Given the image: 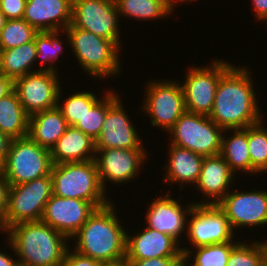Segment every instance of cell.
I'll return each mask as SVG.
<instances>
[{"label": "cell", "mask_w": 267, "mask_h": 266, "mask_svg": "<svg viewBox=\"0 0 267 266\" xmlns=\"http://www.w3.org/2000/svg\"><path fill=\"white\" fill-rule=\"evenodd\" d=\"M176 239L168 234L144 227L135 235L126 234L127 260H143L157 257H183Z\"/></svg>", "instance_id": "d6986e66"}, {"label": "cell", "mask_w": 267, "mask_h": 266, "mask_svg": "<svg viewBox=\"0 0 267 266\" xmlns=\"http://www.w3.org/2000/svg\"><path fill=\"white\" fill-rule=\"evenodd\" d=\"M255 241H240L231 250L227 266H264V241Z\"/></svg>", "instance_id": "e575fe53"}, {"label": "cell", "mask_w": 267, "mask_h": 266, "mask_svg": "<svg viewBox=\"0 0 267 266\" xmlns=\"http://www.w3.org/2000/svg\"><path fill=\"white\" fill-rule=\"evenodd\" d=\"M101 98L85 115L74 125L86 135L96 140L100 135L108 108L119 98L114 89L104 91ZM105 94V95H104Z\"/></svg>", "instance_id": "f546056e"}, {"label": "cell", "mask_w": 267, "mask_h": 266, "mask_svg": "<svg viewBox=\"0 0 267 266\" xmlns=\"http://www.w3.org/2000/svg\"><path fill=\"white\" fill-rule=\"evenodd\" d=\"M192 1H194V0H171V3H172V6H173V9L175 8V6H176V8H177V4L179 3V4H181V3H190V2H192ZM199 1V0H198Z\"/></svg>", "instance_id": "7dc6e473"}, {"label": "cell", "mask_w": 267, "mask_h": 266, "mask_svg": "<svg viewBox=\"0 0 267 266\" xmlns=\"http://www.w3.org/2000/svg\"><path fill=\"white\" fill-rule=\"evenodd\" d=\"M168 152V159L165 170V183H179L180 190H183V184L194 185L197 183L202 162L203 156L196 154L189 149L181 148L176 145L170 144Z\"/></svg>", "instance_id": "7402d4cb"}, {"label": "cell", "mask_w": 267, "mask_h": 266, "mask_svg": "<svg viewBox=\"0 0 267 266\" xmlns=\"http://www.w3.org/2000/svg\"><path fill=\"white\" fill-rule=\"evenodd\" d=\"M248 149L251 159V174L266 173L267 128H265L264 120L248 126Z\"/></svg>", "instance_id": "d6a6232c"}, {"label": "cell", "mask_w": 267, "mask_h": 266, "mask_svg": "<svg viewBox=\"0 0 267 266\" xmlns=\"http://www.w3.org/2000/svg\"><path fill=\"white\" fill-rule=\"evenodd\" d=\"M256 20L267 21V0H251Z\"/></svg>", "instance_id": "ab89813d"}, {"label": "cell", "mask_w": 267, "mask_h": 266, "mask_svg": "<svg viewBox=\"0 0 267 266\" xmlns=\"http://www.w3.org/2000/svg\"><path fill=\"white\" fill-rule=\"evenodd\" d=\"M100 266H130L126 257L114 261L100 262Z\"/></svg>", "instance_id": "ee69618b"}, {"label": "cell", "mask_w": 267, "mask_h": 266, "mask_svg": "<svg viewBox=\"0 0 267 266\" xmlns=\"http://www.w3.org/2000/svg\"><path fill=\"white\" fill-rule=\"evenodd\" d=\"M189 68L181 86L184 93L186 111L207 115L211 113L220 77L232 66V63L214 59L207 66Z\"/></svg>", "instance_id": "30bf717a"}, {"label": "cell", "mask_w": 267, "mask_h": 266, "mask_svg": "<svg viewBox=\"0 0 267 266\" xmlns=\"http://www.w3.org/2000/svg\"><path fill=\"white\" fill-rule=\"evenodd\" d=\"M96 209L97 207L88 201L52 194L45 205L41 221L70 240Z\"/></svg>", "instance_id": "2e32d148"}, {"label": "cell", "mask_w": 267, "mask_h": 266, "mask_svg": "<svg viewBox=\"0 0 267 266\" xmlns=\"http://www.w3.org/2000/svg\"><path fill=\"white\" fill-rule=\"evenodd\" d=\"M14 89V81L0 73V99Z\"/></svg>", "instance_id": "b9f144b4"}, {"label": "cell", "mask_w": 267, "mask_h": 266, "mask_svg": "<svg viewBox=\"0 0 267 266\" xmlns=\"http://www.w3.org/2000/svg\"><path fill=\"white\" fill-rule=\"evenodd\" d=\"M67 127L66 119L55 107L29 116L28 136L39 146L51 151Z\"/></svg>", "instance_id": "cb8c5ba5"}, {"label": "cell", "mask_w": 267, "mask_h": 266, "mask_svg": "<svg viewBox=\"0 0 267 266\" xmlns=\"http://www.w3.org/2000/svg\"><path fill=\"white\" fill-rule=\"evenodd\" d=\"M23 19L38 32L65 30L72 22V0H27Z\"/></svg>", "instance_id": "ffe728a7"}, {"label": "cell", "mask_w": 267, "mask_h": 266, "mask_svg": "<svg viewBox=\"0 0 267 266\" xmlns=\"http://www.w3.org/2000/svg\"><path fill=\"white\" fill-rule=\"evenodd\" d=\"M50 150L39 146L28 135L11 140L6 161L0 170L9 186L30 182L51 174Z\"/></svg>", "instance_id": "8992f818"}, {"label": "cell", "mask_w": 267, "mask_h": 266, "mask_svg": "<svg viewBox=\"0 0 267 266\" xmlns=\"http://www.w3.org/2000/svg\"><path fill=\"white\" fill-rule=\"evenodd\" d=\"M29 115L13 89L0 99V130L11 139L28 135Z\"/></svg>", "instance_id": "4316f807"}, {"label": "cell", "mask_w": 267, "mask_h": 266, "mask_svg": "<svg viewBox=\"0 0 267 266\" xmlns=\"http://www.w3.org/2000/svg\"><path fill=\"white\" fill-rule=\"evenodd\" d=\"M38 31L24 19L7 20L0 32V50L21 46L33 41Z\"/></svg>", "instance_id": "836d02e7"}, {"label": "cell", "mask_w": 267, "mask_h": 266, "mask_svg": "<svg viewBox=\"0 0 267 266\" xmlns=\"http://www.w3.org/2000/svg\"><path fill=\"white\" fill-rule=\"evenodd\" d=\"M229 129L224 130L222 135L220 155L228 163L231 171L236 174V171H243L251 175V159L248 149V127L241 129H230L231 134H228Z\"/></svg>", "instance_id": "d4e9b609"}, {"label": "cell", "mask_w": 267, "mask_h": 266, "mask_svg": "<svg viewBox=\"0 0 267 266\" xmlns=\"http://www.w3.org/2000/svg\"><path fill=\"white\" fill-rule=\"evenodd\" d=\"M53 194L52 176L9 186L4 223L7 229L17 223L41 221L45 205Z\"/></svg>", "instance_id": "ba28073f"}, {"label": "cell", "mask_w": 267, "mask_h": 266, "mask_svg": "<svg viewBox=\"0 0 267 266\" xmlns=\"http://www.w3.org/2000/svg\"><path fill=\"white\" fill-rule=\"evenodd\" d=\"M6 21L7 19L5 17V14L0 10V32L4 28Z\"/></svg>", "instance_id": "f6af8a7d"}, {"label": "cell", "mask_w": 267, "mask_h": 266, "mask_svg": "<svg viewBox=\"0 0 267 266\" xmlns=\"http://www.w3.org/2000/svg\"><path fill=\"white\" fill-rule=\"evenodd\" d=\"M7 227H6V225H5V223H4V218L0 215V232H2L3 231V234H7Z\"/></svg>", "instance_id": "bcb514c9"}, {"label": "cell", "mask_w": 267, "mask_h": 266, "mask_svg": "<svg viewBox=\"0 0 267 266\" xmlns=\"http://www.w3.org/2000/svg\"><path fill=\"white\" fill-rule=\"evenodd\" d=\"M121 99L118 98L108 108L102 131L95 140V149H145Z\"/></svg>", "instance_id": "e0dca14e"}, {"label": "cell", "mask_w": 267, "mask_h": 266, "mask_svg": "<svg viewBox=\"0 0 267 266\" xmlns=\"http://www.w3.org/2000/svg\"><path fill=\"white\" fill-rule=\"evenodd\" d=\"M147 154L145 149H96L95 162L103 190L107 192L105 189L108 188V181L121 185L139 177L138 173L148 158Z\"/></svg>", "instance_id": "9a60e30c"}, {"label": "cell", "mask_w": 267, "mask_h": 266, "mask_svg": "<svg viewBox=\"0 0 267 266\" xmlns=\"http://www.w3.org/2000/svg\"><path fill=\"white\" fill-rule=\"evenodd\" d=\"M7 234L6 243L18 256L19 266H62L69 239L50 225L21 222L9 227Z\"/></svg>", "instance_id": "7a4b0ae2"}, {"label": "cell", "mask_w": 267, "mask_h": 266, "mask_svg": "<svg viewBox=\"0 0 267 266\" xmlns=\"http://www.w3.org/2000/svg\"><path fill=\"white\" fill-rule=\"evenodd\" d=\"M27 0H0V10L7 20L23 19Z\"/></svg>", "instance_id": "d590c367"}, {"label": "cell", "mask_w": 267, "mask_h": 266, "mask_svg": "<svg viewBox=\"0 0 267 266\" xmlns=\"http://www.w3.org/2000/svg\"><path fill=\"white\" fill-rule=\"evenodd\" d=\"M235 176L220 154L204 157L200 176L195 185L204 200L206 197L207 199L195 201L194 204H217L231 190L229 187H232L231 183Z\"/></svg>", "instance_id": "44dd1931"}, {"label": "cell", "mask_w": 267, "mask_h": 266, "mask_svg": "<svg viewBox=\"0 0 267 266\" xmlns=\"http://www.w3.org/2000/svg\"><path fill=\"white\" fill-rule=\"evenodd\" d=\"M69 248L70 247H68L65 253L62 266H100V261L82 255L73 248L71 250Z\"/></svg>", "instance_id": "8d00e7d4"}, {"label": "cell", "mask_w": 267, "mask_h": 266, "mask_svg": "<svg viewBox=\"0 0 267 266\" xmlns=\"http://www.w3.org/2000/svg\"><path fill=\"white\" fill-rule=\"evenodd\" d=\"M61 90L62 89L60 88L57 99V108L66 119L68 126H74L85 115L87 109H91L103 97L101 96L99 98L94 92L79 91L75 94H70L69 97L64 99V102H61Z\"/></svg>", "instance_id": "1f68e13d"}, {"label": "cell", "mask_w": 267, "mask_h": 266, "mask_svg": "<svg viewBox=\"0 0 267 266\" xmlns=\"http://www.w3.org/2000/svg\"><path fill=\"white\" fill-rule=\"evenodd\" d=\"M61 33L68 38L72 53L86 74L96 79L117 77L121 73L119 51L122 48L116 42L71 24Z\"/></svg>", "instance_id": "277c9868"}, {"label": "cell", "mask_w": 267, "mask_h": 266, "mask_svg": "<svg viewBox=\"0 0 267 266\" xmlns=\"http://www.w3.org/2000/svg\"><path fill=\"white\" fill-rule=\"evenodd\" d=\"M9 184L0 171V215L4 218L8 201Z\"/></svg>", "instance_id": "f35d334b"}, {"label": "cell", "mask_w": 267, "mask_h": 266, "mask_svg": "<svg viewBox=\"0 0 267 266\" xmlns=\"http://www.w3.org/2000/svg\"><path fill=\"white\" fill-rule=\"evenodd\" d=\"M182 257H157L143 260H128L130 266H174Z\"/></svg>", "instance_id": "74e56055"}, {"label": "cell", "mask_w": 267, "mask_h": 266, "mask_svg": "<svg viewBox=\"0 0 267 266\" xmlns=\"http://www.w3.org/2000/svg\"><path fill=\"white\" fill-rule=\"evenodd\" d=\"M174 266H185V257H182Z\"/></svg>", "instance_id": "681fc988"}, {"label": "cell", "mask_w": 267, "mask_h": 266, "mask_svg": "<svg viewBox=\"0 0 267 266\" xmlns=\"http://www.w3.org/2000/svg\"><path fill=\"white\" fill-rule=\"evenodd\" d=\"M264 266H267V240H264Z\"/></svg>", "instance_id": "c3c4849f"}, {"label": "cell", "mask_w": 267, "mask_h": 266, "mask_svg": "<svg viewBox=\"0 0 267 266\" xmlns=\"http://www.w3.org/2000/svg\"><path fill=\"white\" fill-rule=\"evenodd\" d=\"M36 55L35 38L21 46L0 50V73L14 81L23 75L39 71V68H32L37 60Z\"/></svg>", "instance_id": "484cf974"}, {"label": "cell", "mask_w": 267, "mask_h": 266, "mask_svg": "<svg viewBox=\"0 0 267 266\" xmlns=\"http://www.w3.org/2000/svg\"><path fill=\"white\" fill-rule=\"evenodd\" d=\"M50 153L53 164L95 160V140L80 129L68 126Z\"/></svg>", "instance_id": "603a6c76"}, {"label": "cell", "mask_w": 267, "mask_h": 266, "mask_svg": "<svg viewBox=\"0 0 267 266\" xmlns=\"http://www.w3.org/2000/svg\"><path fill=\"white\" fill-rule=\"evenodd\" d=\"M58 75L56 72L39 70L14 80V90L29 116L57 107L59 90L62 88Z\"/></svg>", "instance_id": "5bb4252c"}, {"label": "cell", "mask_w": 267, "mask_h": 266, "mask_svg": "<svg viewBox=\"0 0 267 266\" xmlns=\"http://www.w3.org/2000/svg\"><path fill=\"white\" fill-rule=\"evenodd\" d=\"M112 203L113 200L94 211L72 237L71 241H75V247L71 248L100 262L125 257L128 232L121 226L122 221L117 217L115 204Z\"/></svg>", "instance_id": "3957f363"}, {"label": "cell", "mask_w": 267, "mask_h": 266, "mask_svg": "<svg viewBox=\"0 0 267 266\" xmlns=\"http://www.w3.org/2000/svg\"><path fill=\"white\" fill-rule=\"evenodd\" d=\"M11 140L7 134L0 130V170L6 161Z\"/></svg>", "instance_id": "60d3db41"}, {"label": "cell", "mask_w": 267, "mask_h": 266, "mask_svg": "<svg viewBox=\"0 0 267 266\" xmlns=\"http://www.w3.org/2000/svg\"><path fill=\"white\" fill-rule=\"evenodd\" d=\"M60 33L61 31H43L38 32L35 35V45L37 51L36 61L40 58L41 62L39 66L42 67L39 68L40 70L58 73V69H56L57 66L53 65V63L57 62L59 55H62V52L64 51L63 41L59 37Z\"/></svg>", "instance_id": "4dcf8cb0"}, {"label": "cell", "mask_w": 267, "mask_h": 266, "mask_svg": "<svg viewBox=\"0 0 267 266\" xmlns=\"http://www.w3.org/2000/svg\"><path fill=\"white\" fill-rule=\"evenodd\" d=\"M115 0H72L71 25L116 42L122 47Z\"/></svg>", "instance_id": "8fae6325"}, {"label": "cell", "mask_w": 267, "mask_h": 266, "mask_svg": "<svg viewBox=\"0 0 267 266\" xmlns=\"http://www.w3.org/2000/svg\"><path fill=\"white\" fill-rule=\"evenodd\" d=\"M187 218V237L193 248L230 242L235 233L217 204H194Z\"/></svg>", "instance_id": "7c38bea8"}, {"label": "cell", "mask_w": 267, "mask_h": 266, "mask_svg": "<svg viewBox=\"0 0 267 266\" xmlns=\"http://www.w3.org/2000/svg\"><path fill=\"white\" fill-rule=\"evenodd\" d=\"M223 132L209 116L186 111L167 135L171 138L169 144L206 157L220 154Z\"/></svg>", "instance_id": "52a82bcc"}, {"label": "cell", "mask_w": 267, "mask_h": 266, "mask_svg": "<svg viewBox=\"0 0 267 266\" xmlns=\"http://www.w3.org/2000/svg\"><path fill=\"white\" fill-rule=\"evenodd\" d=\"M0 250V266H19L17 258H12L9 254H6Z\"/></svg>", "instance_id": "7bdbcfd3"}, {"label": "cell", "mask_w": 267, "mask_h": 266, "mask_svg": "<svg viewBox=\"0 0 267 266\" xmlns=\"http://www.w3.org/2000/svg\"><path fill=\"white\" fill-rule=\"evenodd\" d=\"M236 190L231 189L217 203L219 208L226 214L233 232L236 231L235 229L244 227L248 229H252L254 226L262 227L265 225L266 227L267 191L264 189L245 192Z\"/></svg>", "instance_id": "4fadbf2b"}, {"label": "cell", "mask_w": 267, "mask_h": 266, "mask_svg": "<svg viewBox=\"0 0 267 266\" xmlns=\"http://www.w3.org/2000/svg\"><path fill=\"white\" fill-rule=\"evenodd\" d=\"M53 194L93 203L97 208L111 201L103 190L95 160L53 164Z\"/></svg>", "instance_id": "5b68a950"}, {"label": "cell", "mask_w": 267, "mask_h": 266, "mask_svg": "<svg viewBox=\"0 0 267 266\" xmlns=\"http://www.w3.org/2000/svg\"><path fill=\"white\" fill-rule=\"evenodd\" d=\"M185 266H193V265H191V264L188 262V260L185 259Z\"/></svg>", "instance_id": "f907efd6"}, {"label": "cell", "mask_w": 267, "mask_h": 266, "mask_svg": "<svg viewBox=\"0 0 267 266\" xmlns=\"http://www.w3.org/2000/svg\"><path fill=\"white\" fill-rule=\"evenodd\" d=\"M179 200L173 199L169 192L164 196H158L149 204L145 224L148 228L172 236L180 243L183 241L180 236H183V233L185 234L187 217L194 206V202L190 201L187 204L188 206L185 207L181 202L178 203Z\"/></svg>", "instance_id": "ac0fdd59"}, {"label": "cell", "mask_w": 267, "mask_h": 266, "mask_svg": "<svg viewBox=\"0 0 267 266\" xmlns=\"http://www.w3.org/2000/svg\"><path fill=\"white\" fill-rule=\"evenodd\" d=\"M119 17L157 20L173 15L171 0H115Z\"/></svg>", "instance_id": "83f0119b"}, {"label": "cell", "mask_w": 267, "mask_h": 266, "mask_svg": "<svg viewBox=\"0 0 267 266\" xmlns=\"http://www.w3.org/2000/svg\"><path fill=\"white\" fill-rule=\"evenodd\" d=\"M233 241L234 239L230 242L197 247L194 248L196 252L188 246L184 248L181 246V250L185 259L188 261L192 259L189 263L193 266H227L231 250L240 242L233 243Z\"/></svg>", "instance_id": "f1b7e54d"}, {"label": "cell", "mask_w": 267, "mask_h": 266, "mask_svg": "<svg viewBox=\"0 0 267 266\" xmlns=\"http://www.w3.org/2000/svg\"><path fill=\"white\" fill-rule=\"evenodd\" d=\"M163 80L148 81L141 109L149 116L151 126L168 132L186 112V106L180 82Z\"/></svg>", "instance_id": "9c48e42d"}, {"label": "cell", "mask_w": 267, "mask_h": 266, "mask_svg": "<svg viewBox=\"0 0 267 266\" xmlns=\"http://www.w3.org/2000/svg\"><path fill=\"white\" fill-rule=\"evenodd\" d=\"M247 69L233 64L218 82L209 118L223 130L246 128L264 119Z\"/></svg>", "instance_id": "6da1fadb"}]
</instances>
